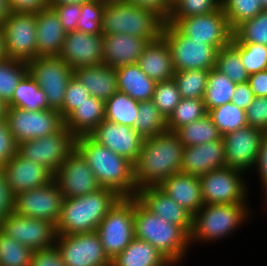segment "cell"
<instances>
[{"label":"cell","instance_id":"1","mask_svg":"<svg viewBox=\"0 0 267 266\" xmlns=\"http://www.w3.org/2000/svg\"><path fill=\"white\" fill-rule=\"evenodd\" d=\"M183 148L177 134L168 130L145 138L139 156L133 163L137 191L158 187L173 174L180 173Z\"/></svg>","mask_w":267,"mask_h":266},{"label":"cell","instance_id":"2","mask_svg":"<svg viewBox=\"0 0 267 266\" xmlns=\"http://www.w3.org/2000/svg\"><path fill=\"white\" fill-rule=\"evenodd\" d=\"M75 149L86 160L101 187L115 190L122 197L136 196L132 162L98 144L89 135L76 137Z\"/></svg>","mask_w":267,"mask_h":266},{"label":"cell","instance_id":"3","mask_svg":"<svg viewBox=\"0 0 267 266\" xmlns=\"http://www.w3.org/2000/svg\"><path fill=\"white\" fill-rule=\"evenodd\" d=\"M121 197L115 190L101 187L83 196L65 198L56 224L57 235L95 232Z\"/></svg>","mask_w":267,"mask_h":266},{"label":"cell","instance_id":"4","mask_svg":"<svg viewBox=\"0 0 267 266\" xmlns=\"http://www.w3.org/2000/svg\"><path fill=\"white\" fill-rule=\"evenodd\" d=\"M134 210L135 238L151 244L175 266H182L191 250L189 235L180 226L150 212L136 197Z\"/></svg>","mask_w":267,"mask_h":266},{"label":"cell","instance_id":"5","mask_svg":"<svg viewBox=\"0 0 267 266\" xmlns=\"http://www.w3.org/2000/svg\"><path fill=\"white\" fill-rule=\"evenodd\" d=\"M250 204H205L192 220L190 246L215 243L228 239L241 226L248 224L253 214Z\"/></svg>","mask_w":267,"mask_h":266},{"label":"cell","instance_id":"6","mask_svg":"<svg viewBox=\"0 0 267 266\" xmlns=\"http://www.w3.org/2000/svg\"><path fill=\"white\" fill-rule=\"evenodd\" d=\"M165 21L154 11L125 0H107L101 19L102 35L129 34L149 43L162 36Z\"/></svg>","mask_w":267,"mask_h":266},{"label":"cell","instance_id":"7","mask_svg":"<svg viewBox=\"0 0 267 266\" xmlns=\"http://www.w3.org/2000/svg\"><path fill=\"white\" fill-rule=\"evenodd\" d=\"M134 197H121L101 220L97 234L105 254L112 260L135 238Z\"/></svg>","mask_w":267,"mask_h":266},{"label":"cell","instance_id":"8","mask_svg":"<svg viewBox=\"0 0 267 266\" xmlns=\"http://www.w3.org/2000/svg\"><path fill=\"white\" fill-rule=\"evenodd\" d=\"M161 38L170 50L175 71L215 68L218 52L216 47L182 35L170 23H165Z\"/></svg>","mask_w":267,"mask_h":266},{"label":"cell","instance_id":"9","mask_svg":"<svg viewBox=\"0 0 267 266\" xmlns=\"http://www.w3.org/2000/svg\"><path fill=\"white\" fill-rule=\"evenodd\" d=\"M246 173L239 169L224 167L199 177L205 204H248L250 198ZM247 182V183H246ZM248 199V200H247Z\"/></svg>","mask_w":267,"mask_h":266},{"label":"cell","instance_id":"10","mask_svg":"<svg viewBox=\"0 0 267 266\" xmlns=\"http://www.w3.org/2000/svg\"><path fill=\"white\" fill-rule=\"evenodd\" d=\"M27 66L30 75L45 93L49 107L59 111L74 70L60 56H38Z\"/></svg>","mask_w":267,"mask_h":266},{"label":"cell","instance_id":"11","mask_svg":"<svg viewBox=\"0 0 267 266\" xmlns=\"http://www.w3.org/2000/svg\"><path fill=\"white\" fill-rule=\"evenodd\" d=\"M6 121L17 145L56 133L64 127V119L55 109L27 111L8 107Z\"/></svg>","mask_w":267,"mask_h":266},{"label":"cell","instance_id":"12","mask_svg":"<svg viewBox=\"0 0 267 266\" xmlns=\"http://www.w3.org/2000/svg\"><path fill=\"white\" fill-rule=\"evenodd\" d=\"M74 149L75 137L64 126L56 133L22 142L17 152L54 174Z\"/></svg>","mask_w":267,"mask_h":266},{"label":"cell","instance_id":"13","mask_svg":"<svg viewBox=\"0 0 267 266\" xmlns=\"http://www.w3.org/2000/svg\"><path fill=\"white\" fill-rule=\"evenodd\" d=\"M1 26L6 57L27 63L38 57L36 13H11Z\"/></svg>","mask_w":267,"mask_h":266},{"label":"cell","instance_id":"14","mask_svg":"<svg viewBox=\"0 0 267 266\" xmlns=\"http://www.w3.org/2000/svg\"><path fill=\"white\" fill-rule=\"evenodd\" d=\"M172 25L182 35L218 50L229 45L233 38V30L222 7L208 14L179 18Z\"/></svg>","mask_w":267,"mask_h":266},{"label":"cell","instance_id":"15","mask_svg":"<svg viewBox=\"0 0 267 266\" xmlns=\"http://www.w3.org/2000/svg\"><path fill=\"white\" fill-rule=\"evenodd\" d=\"M64 199L53 179L43 186L16 194L14 212L28 218L50 221L56 226Z\"/></svg>","mask_w":267,"mask_h":266},{"label":"cell","instance_id":"16","mask_svg":"<svg viewBox=\"0 0 267 266\" xmlns=\"http://www.w3.org/2000/svg\"><path fill=\"white\" fill-rule=\"evenodd\" d=\"M55 245L66 266H111L96 231L57 235Z\"/></svg>","mask_w":267,"mask_h":266},{"label":"cell","instance_id":"17","mask_svg":"<svg viewBox=\"0 0 267 266\" xmlns=\"http://www.w3.org/2000/svg\"><path fill=\"white\" fill-rule=\"evenodd\" d=\"M0 230L33 251L54 246L57 236L52 222L28 218L14 211L0 221Z\"/></svg>","mask_w":267,"mask_h":266},{"label":"cell","instance_id":"18","mask_svg":"<svg viewBox=\"0 0 267 266\" xmlns=\"http://www.w3.org/2000/svg\"><path fill=\"white\" fill-rule=\"evenodd\" d=\"M264 131L246 126L223 136L226 167L252 173L257 163Z\"/></svg>","mask_w":267,"mask_h":266},{"label":"cell","instance_id":"19","mask_svg":"<svg viewBox=\"0 0 267 266\" xmlns=\"http://www.w3.org/2000/svg\"><path fill=\"white\" fill-rule=\"evenodd\" d=\"M64 198H74L101 188L83 156L74 149L53 177Z\"/></svg>","mask_w":267,"mask_h":266},{"label":"cell","instance_id":"20","mask_svg":"<svg viewBox=\"0 0 267 266\" xmlns=\"http://www.w3.org/2000/svg\"><path fill=\"white\" fill-rule=\"evenodd\" d=\"M89 136L134 163L143 146L144 138L131 126L104 119Z\"/></svg>","mask_w":267,"mask_h":266},{"label":"cell","instance_id":"21","mask_svg":"<svg viewBox=\"0 0 267 266\" xmlns=\"http://www.w3.org/2000/svg\"><path fill=\"white\" fill-rule=\"evenodd\" d=\"M103 35L67 32L60 57L73 70L103 64Z\"/></svg>","mask_w":267,"mask_h":266},{"label":"cell","instance_id":"22","mask_svg":"<svg viewBox=\"0 0 267 266\" xmlns=\"http://www.w3.org/2000/svg\"><path fill=\"white\" fill-rule=\"evenodd\" d=\"M7 183L14 196L20 192L43 186L53 180L54 174L46 167L18 152L4 165Z\"/></svg>","mask_w":267,"mask_h":266},{"label":"cell","instance_id":"23","mask_svg":"<svg viewBox=\"0 0 267 266\" xmlns=\"http://www.w3.org/2000/svg\"><path fill=\"white\" fill-rule=\"evenodd\" d=\"M135 197L150 212L160 216L166 222L180 226L190 235L193 216L159 187L138 190Z\"/></svg>","mask_w":267,"mask_h":266},{"label":"cell","instance_id":"24","mask_svg":"<svg viewBox=\"0 0 267 266\" xmlns=\"http://www.w3.org/2000/svg\"><path fill=\"white\" fill-rule=\"evenodd\" d=\"M226 167L223 138L196 146H184L181 172L198 177Z\"/></svg>","mask_w":267,"mask_h":266},{"label":"cell","instance_id":"25","mask_svg":"<svg viewBox=\"0 0 267 266\" xmlns=\"http://www.w3.org/2000/svg\"><path fill=\"white\" fill-rule=\"evenodd\" d=\"M103 64L112 68L135 64L149 42L129 34L103 35Z\"/></svg>","mask_w":267,"mask_h":266},{"label":"cell","instance_id":"26","mask_svg":"<svg viewBox=\"0 0 267 266\" xmlns=\"http://www.w3.org/2000/svg\"><path fill=\"white\" fill-rule=\"evenodd\" d=\"M158 187L192 216L204 206L199 177L196 175L175 173Z\"/></svg>","mask_w":267,"mask_h":266},{"label":"cell","instance_id":"27","mask_svg":"<svg viewBox=\"0 0 267 266\" xmlns=\"http://www.w3.org/2000/svg\"><path fill=\"white\" fill-rule=\"evenodd\" d=\"M38 56H59L67 36L58 15L50 7L36 13Z\"/></svg>","mask_w":267,"mask_h":266},{"label":"cell","instance_id":"28","mask_svg":"<svg viewBox=\"0 0 267 266\" xmlns=\"http://www.w3.org/2000/svg\"><path fill=\"white\" fill-rule=\"evenodd\" d=\"M74 76L86 87L91 96L104 102L118 91L115 68L106 64L80 67L74 70Z\"/></svg>","mask_w":267,"mask_h":266},{"label":"cell","instance_id":"29","mask_svg":"<svg viewBox=\"0 0 267 266\" xmlns=\"http://www.w3.org/2000/svg\"><path fill=\"white\" fill-rule=\"evenodd\" d=\"M137 64L149 78L156 82L174 78L175 70L171 53L167 43L161 37L144 48Z\"/></svg>","mask_w":267,"mask_h":266},{"label":"cell","instance_id":"30","mask_svg":"<svg viewBox=\"0 0 267 266\" xmlns=\"http://www.w3.org/2000/svg\"><path fill=\"white\" fill-rule=\"evenodd\" d=\"M104 119L105 102L90 95L64 119V126L76 138L89 135Z\"/></svg>","mask_w":267,"mask_h":266},{"label":"cell","instance_id":"31","mask_svg":"<svg viewBox=\"0 0 267 266\" xmlns=\"http://www.w3.org/2000/svg\"><path fill=\"white\" fill-rule=\"evenodd\" d=\"M111 266H175L165 255L144 240L134 238L111 260Z\"/></svg>","mask_w":267,"mask_h":266},{"label":"cell","instance_id":"32","mask_svg":"<svg viewBox=\"0 0 267 266\" xmlns=\"http://www.w3.org/2000/svg\"><path fill=\"white\" fill-rule=\"evenodd\" d=\"M115 71L118 91L139 102L153 98L157 82L149 78L137 63L118 67Z\"/></svg>","mask_w":267,"mask_h":266},{"label":"cell","instance_id":"33","mask_svg":"<svg viewBox=\"0 0 267 266\" xmlns=\"http://www.w3.org/2000/svg\"><path fill=\"white\" fill-rule=\"evenodd\" d=\"M8 107H17L27 111L51 109L43 90L35 79L27 72L18 82Z\"/></svg>","mask_w":267,"mask_h":266},{"label":"cell","instance_id":"34","mask_svg":"<svg viewBox=\"0 0 267 266\" xmlns=\"http://www.w3.org/2000/svg\"><path fill=\"white\" fill-rule=\"evenodd\" d=\"M215 69L235 84L248 81L249 73L245 70L240 57V41L234 35L229 45L218 50Z\"/></svg>","mask_w":267,"mask_h":266},{"label":"cell","instance_id":"35","mask_svg":"<svg viewBox=\"0 0 267 266\" xmlns=\"http://www.w3.org/2000/svg\"><path fill=\"white\" fill-rule=\"evenodd\" d=\"M175 133L184 146L201 145L223 138L208 114L192 123L183 125Z\"/></svg>","mask_w":267,"mask_h":266},{"label":"cell","instance_id":"36","mask_svg":"<svg viewBox=\"0 0 267 266\" xmlns=\"http://www.w3.org/2000/svg\"><path fill=\"white\" fill-rule=\"evenodd\" d=\"M236 84L217 69L209 70L208 82L203 101L207 112L215 107L231 102Z\"/></svg>","mask_w":267,"mask_h":266},{"label":"cell","instance_id":"37","mask_svg":"<svg viewBox=\"0 0 267 266\" xmlns=\"http://www.w3.org/2000/svg\"><path fill=\"white\" fill-rule=\"evenodd\" d=\"M139 101L126 93L117 91L105 102V119L134 127L138 115Z\"/></svg>","mask_w":267,"mask_h":266},{"label":"cell","instance_id":"38","mask_svg":"<svg viewBox=\"0 0 267 266\" xmlns=\"http://www.w3.org/2000/svg\"><path fill=\"white\" fill-rule=\"evenodd\" d=\"M133 128L144 139L167 131L166 120L152 99L139 102L138 115Z\"/></svg>","mask_w":267,"mask_h":266},{"label":"cell","instance_id":"39","mask_svg":"<svg viewBox=\"0 0 267 266\" xmlns=\"http://www.w3.org/2000/svg\"><path fill=\"white\" fill-rule=\"evenodd\" d=\"M222 136L248 126L245 110L231 102L215 107L207 113Z\"/></svg>","mask_w":267,"mask_h":266},{"label":"cell","instance_id":"40","mask_svg":"<svg viewBox=\"0 0 267 266\" xmlns=\"http://www.w3.org/2000/svg\"><path fill=\"white\" fill-rule=\"evenodd\" d=\"M207 113L203 99L182 98L166 120L167 130L175 132L183 125L192 123Z\"/></svg>","mask_w":267,"mask_h":266},{"label":"cell","instance_id":"41","mask_svg":"<svg viewBox=\"0 0 267 266\" xmlns=\"http://www.w3.org/2000/svg\"><path fill=\"white\" fill-rule=\"evenodd\" d=\"M28 72L27 62L5 57L0 60V99L11 100L18 82Z\"/></svg>","mask_w":267,"mask_h":266},{"label":"cell","instance_id":"42","mask_svg":"<svg viewBox=\"0 0 267 266\" xmlns=\"http://www.w3.org/2000/svg\"><path fill=\"white\" fill-rule=\"evenodd\" d=\"M209 70L192 69L175 71L174 80L182 98L203 99Z\"/></svg>","mask_w":267,"mask_h":266},{"label":"cell","instance_id":"43","mask_svg":"<svg viewBox=\"0 0 267 266\" xmlns=\"http://www.w3.org/2000/svg\"><path fill=\"white\" fill-rule=\"evenodd\" d=\"M221 7L233 31L263 10L260 0H221Z\"/></svg>","mask_w":267,"mask_h":266},{"label":"cell","instance_id":"44","mask_svg":"<svg viewBox=\"0 0 267 266\" xmlns=\"http://www.w3.org/2000/svg\"><path fill=\"white\" fill-rule=\"evenodd\" d=\"M33 252L0 230V266H30Z\"/></svg>","mask_w":267,"mask_h":266},{"label":"cell","instance_id":"45","mask_svg":"<svg viewBox=\"0 0 267 266\" xmlns=\"http://www.w3.org/2000/svg\"><path fill=\"white\" fill-rule=\"evenodd\" d=\"M233 35L241 43H256L267 46V9H263L256 17L244 21Z\"/></svg>","mask_w":267,"mask_h":266},{"label":"cell","instance_id":"46","mask_svg":"<svg viewBox=\"0 0 267 266\" xmlns=\"http://www.w3.org/2000/svg\"><path fill=\"white\" fill-rule=\"evenodd\" d=\"M221 7V0H174L169 19L173 24L179 18L208 14Z\"/></svg>","mask_w":267,"mask_h":266},{"label":"cell","instance_id":"47","mask_svg":"<svg viewBox=\"0 0 267 266\" xmlns=\"http://www.w3.org/2000/svg\"><path fill=\"white\" fill-rule=\"evenodd\" d=\"M181 99V94L174 79L156 83L152 100L165 120L169 118Z\"/></svg>","mask_w":267,"mask_h":266},{"label":"cell","instance_id":"48","mask_svg":"<svg viewBox=\"0 0 267 266\" xmlns=\"http://www.w3.org/2000/svg\"><path fill=\"white\" fill-rule=\"evenodd\" d=\"M107 0H92L81 4V13L76 31L102 35L101 19Z\"/></svg>","mask_w":267,"mask_h":266},{"label":"cell","instance_id":"49","mask_svg":"<svg viewBox=\"0 0 267 266\" xmlns=\"http://www.w3.org/2000/svg\"><path fill=\"white\" fill-rule=\"evenodd\" d=\"M240 57L249 75L267 69V46L263 44L240 42Z\"/></svg>","mask_w":267,"mask_h":266},{"label":"cell","instance_id":"50","mask_svg":"<svg viewBox=\"0 0 267 266\" xmlns=\"http://www.w3.org/2000/svg\"><path fill=\"white\" fill-rule=\"evenodd\" d=\"M90 94L86 87L73 75L67 84L64 94L63 106L59 110L65 119L78 105L87 100Z\"/></svg>","mask_w":267,"mask_h":266},{"label":"cell","instance_id":"51","mask_svg":"<svg viewBox=\"0 0 267 266\" xmlns=\"http://www.w3.org/2000/svg\"><path fill=\"white\" fill-rule=\"evenodd\" d=\"M245 113L249 126L267 131V96L255 97Z\"/></svg>","mask_w":267,"mask_h":266},{"label":"cell","instance_id":"52","mask_svg":"<svg viewBox=\"0 0 267 266\" xmlns=\"http://www.w3.org/2000/svg\"><path fill=\"white\" fill-rule=\"evenodd\" d=\"M50 7L58 15L61 25L65 31H76L77 22L81 13V4L70 3L50 5Z\"/></svg>","mask_w":267,"mask_h":266},{"label":"cell","instance_id":"53","mask_svg":"<svg viewBox=\"0 0 267 266\" xmlns=\"http://www.w3.org/2000/svg\"><path fill=\"white\" fill-rule=\"evenodd\" d=\"M18 150V145L12 136L6 119L0 120V165H5Z\"/></svg>","mask_w":267,"mask_h":266},{"label":"cell","instance_id":"54","mask_svg":"<svg viewBox=\"0 0 267 266\" xmlns=\"http://www.w3.org/2000/svg\"><path fill=\"white\" fill-rule=\"evenodd\" d=\"M14 198L7 183L4 165H0V221L14 211Z\"/></svg>","mask_w":267,"mask_h":266},{"label":"cell","instance_id":"55","mask_svg":"<svg viewBox=\"0 0 267 266\" xmlns=\"http://www.w3.org/2000/svg\"><path fill=\"white\" fill-rule=\"evenodd\" d=\"M30 266H66L56 245L33 252Z\"/></svg>","mask_w":267,"mask_h":266},{"label":"cell","instance_id":"56","mask_svg":"<svg viewBox=\"0 0 267 266\" xmlns=\"http://www.w3.org/2000/svg\"><path fill=\"white\" fill-rule=\"evenodd\" d=\"M256 169V170H255ZM254 170L257 173V177H259L260 186L262 188L261 193H264L263 199L265 200L264 208H267V131L264 132L261 145H260V151L257 159V163L254 167Z\"/></svg>","mask_w":267,"mask_h":266},{"label":"cell","instance_id":"57","mask_svg":"<svg viewBox=\"0 0 267 266\" xmlns=\"http://www.w3.org/2000/svg\"><path fill=\"white\" fill-rule=\"evenodd\" d=\"M132 5L152 10L158 14L165 22L168 21L172 10V2L170 0H125Z\"/></svg>","mask_w":267,"mask_h":266},{"label":"cell","instance_id":"58","mask_svg":"<svg viewBox=\"0 0 267 266\" xmlns=\"http://www.w3.org/2000/svg\"><path fill=\"white\" fill-rule=\"evenodd\" d=\"M12 13H37L50 8V0H9Z\"/></svg>","mask_w":267,"mask_h":266},{"label":"cell","instance_id":"59","mask_svg":"<svg viewBox=\"0 0 267 266\" xmlns=\"http://www.w3.org/2000/svg\"><path fill=\"white\" fill-rule=\"evenodd\" d=\"M255 96L251 87L247 82L236 84L231 100L232 104H235L239 108L246 110L249 105L253 102Z\"/></svg>","mask_w":267,"mask_h":266},{"label":"cell","instance_id":"60","mask_svg":"<svg viewBox=\"0 0 267 266\" xmlns=\"http://www.w3.org/2000/svg\"><path fill=\"white\" fill-rule=\"evenodd\" d=\"M248 83L255 97L267 96V69L250 74Z\"/></svg>","mask_w":267,"mask_h":266},{"label":"cell","instance_id":"61","mask_svg":"<svg viewBox=\"0 0 267 266\" xmlns=\"http://www.w3.org/2000/svg\"><path fill=\"white\" fill-rule=\"evenodd\" d=\"M9 0H0V25L11 15Z\"/></svg>","mask_w":267,"mask_h":266},{"label":"cell","instance_id":"62","mask_svg":"<svg viewBox=\"0 0 267 266\" xmlns=\"http://www.w3.org/2000/svg\"><path fill=\"white\" fill-rule=\"evenodd\" d=\"M88 1H92V0H50V5H61V4H70V3L82 4Z\"/></svg>","mask_w":267,"mask_h":266},{"label":"cell","instance_id":"63","mask_svg":"<svg viewBox=\"0 0 267 266\" xmlns=\"http://www.w3.org/2000/svg\"><path fill=\"white\" fill-rule=\"evenodd\" d=\"M5 47H4V36H3V28L0 25V60L5 58Z\"/></svg>","mask_w":267,"mask_h":266},{"label":"cell","instance_id":"64","mask_svg":"<svg viewBox=\"0 0 267 266\" xmlns=\"http://www.w3.org/2000/svg\"><path fill=\"white\" fill-rule=\"evenodd\" d=\"M7 108H8L7 104L0 99V120L6 119Z\"/></svg>","mask_w":267,"mask_h":266},{"label":"cell","instance_id":"65","mask_svg":"<svg viewBox=\"0 0 267 266\" xmlns=\"http://www.w3.org/2000/svg\"><path fill=\"white\" fill-rule=\"evenodd\" d=\"M263 9H267V0H260Z\"/></svg>","mask_w":267,"mask_h":266}]
</instances>
